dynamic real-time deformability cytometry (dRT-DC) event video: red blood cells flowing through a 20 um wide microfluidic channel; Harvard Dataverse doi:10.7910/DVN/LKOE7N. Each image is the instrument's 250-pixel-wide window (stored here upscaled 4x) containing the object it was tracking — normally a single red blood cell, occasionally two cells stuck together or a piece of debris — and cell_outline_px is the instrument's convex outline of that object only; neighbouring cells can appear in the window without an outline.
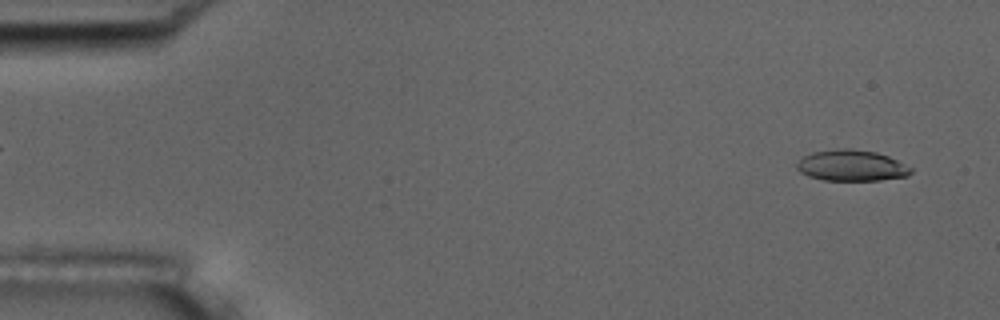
{"species": "common noctule bat (a hibernating species)", "species_latin": "Nyctalus noctula", "temperature_condition": "room temperature", "stored_images_in_passage": 54, "camera_frame_rate_fps": 3000, "um_per_image_px": 0.085, "animal": {"sex": "male", "body_mass_g": 17.5, "forearm_length_mm": 52.3}, "frame": {"image": 1, "passage_image": 3, "time_ms": 0.667, "image_size_px": [1000, 320], "cell_outline_px": [[912, 172], [908, 176], [880, 180], [824, 180], [808, 176], [800, 172], [796, 168], [796, 164], [804, 156], [812, 152], [836, 148], [852, 148], [876, 152], [888, 156], [912, 168]], "centroid_in_image_um": [72.37, 14.06], "position_along_channel_um": 12.6, "area_um2": 20.69}}
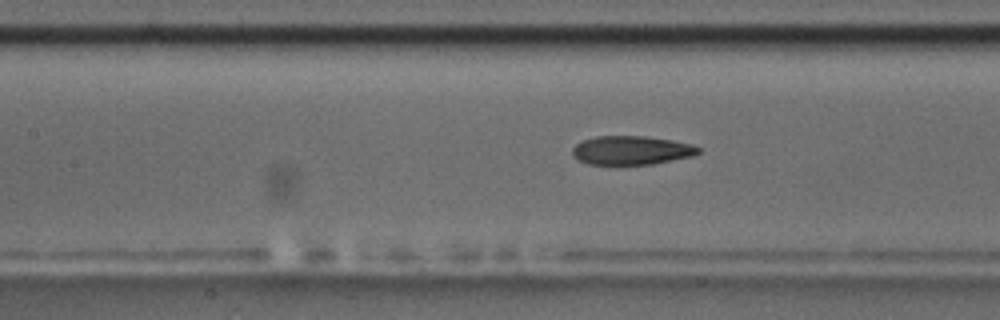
{"frame": {"image": 2, "passage_image": 24, "time_ms": 7.667, "image_size_px": [1000, 320], "cell_outline_px": [[700, 152], [692, 156], [652, 164], [616, 168], [588, 164], [572, 156], [572, 148], [576, 144], [584, 140], [596, 136], [644, 136], [672, 140], [692, 144], [700, 148]], "centroid_in_image_um": [53.62, 12.82], "position_along_channel_um": 153.8, "area_um2": 21.96}}
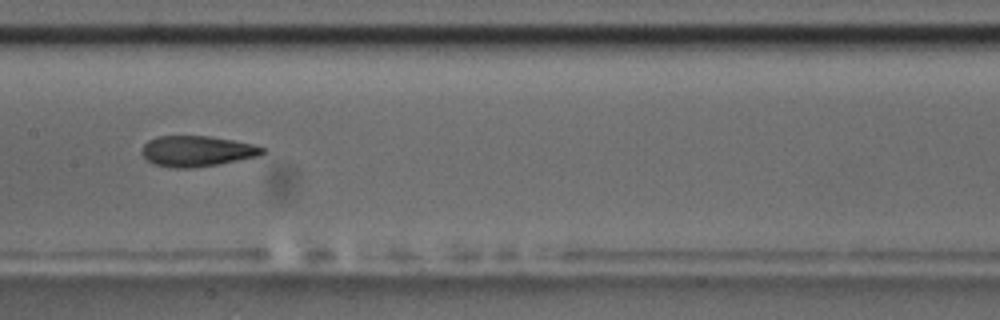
{"frame": {"image": 3, "passage_image": 27, "time_ms": 8.667, "image_size_px": [1000, 320], "cell_outline_px": [[264, 152], [260, 156], [220, 164], [192, 168], [172, 168], [156, 164], [148, 160], [140, 152], [144, 144], [148, 140], [156, 136], [208, 136], [232, 140], [252, 144], [264, 148]], "centroid_in_image_um": [16.73, 12.85], "position_along_channel_um": 190.7, "area_um2": 21.56}, "authors_computed_cell_mechanics": {"area_um2": 21.964, "velocity_mm_per_s": 3.7193, "shape_relaxation_time_tau1_ms": 8.7309, "shape_relaxation_time_tau2_ms": 2.9885, "deformation_change_tau1": 0.2229, "deformation_change_tau2": 0.1031}}